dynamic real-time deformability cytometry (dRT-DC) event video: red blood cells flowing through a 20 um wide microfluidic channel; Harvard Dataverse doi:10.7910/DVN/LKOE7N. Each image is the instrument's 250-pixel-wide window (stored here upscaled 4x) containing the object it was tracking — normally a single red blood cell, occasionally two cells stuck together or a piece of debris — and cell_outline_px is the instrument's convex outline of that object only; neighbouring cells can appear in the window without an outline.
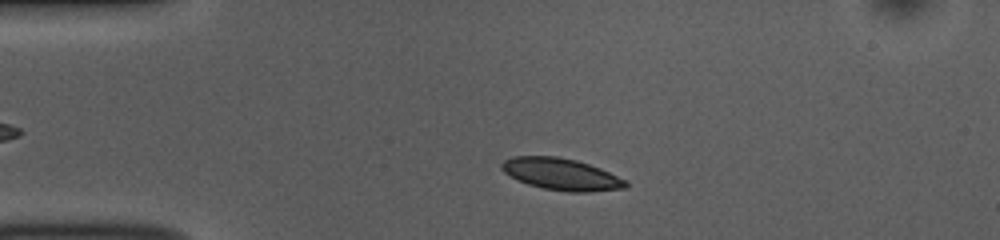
{"species": "common noctule bat (a hibernating species)", "species_latin": "Nyctalus noctula", "temperature_condition": "room temperature", "stored_images_in_passage": 45, "camera_frame_rate_fps": 3000, "um_per_image_px": 0.085, "animal": {"sex": "female", "body_mass_g": 10.0, "forearm_length_mm": 53.1}, "frame": {"image": 1, "passage_image": 4, "time_ms": 1.0, "image_size_px": [1000, 240], "cell_outline_px": [[628, 184], [624, 188], [588, 192], [568, 192], [544, 188], [528, 184], [516, 180], [504, 172], [500, 168], [500, 164], [504, 160], [512, 156], [556, 156], [576, 160], [600, 168], [628, 180]], "centroid_in_image_um": [47.69, 14.8], "position_along_channel_um": 37.3, "area_um2": 23.06}}
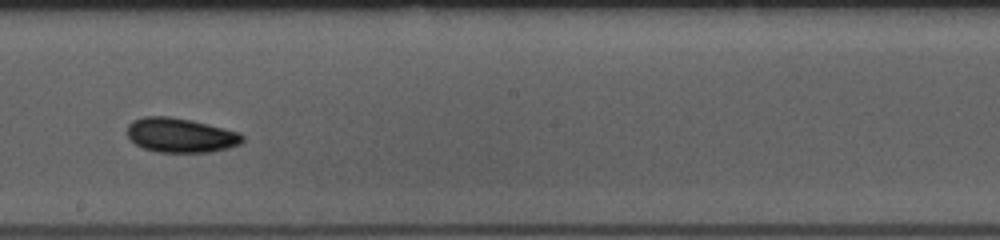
{"frame": {"image": 2, "passage_image": 22, "time_ms": 7.0, "image_size_px": [1000, 240], "cell_outline_px": [[244, 140], [240, 144], [228, 148], [208, 152], [156, 152], [144, 148], [136, 144], [128, 136], [128, 124], [132, 120], [144, 116], [168, 116], [192, 120], [240, 132], [244, 136]], "centroid_in_image_um": [15.36, 11.49], "position_along_channel_um": 232.8, "area_um2": 23.18}}
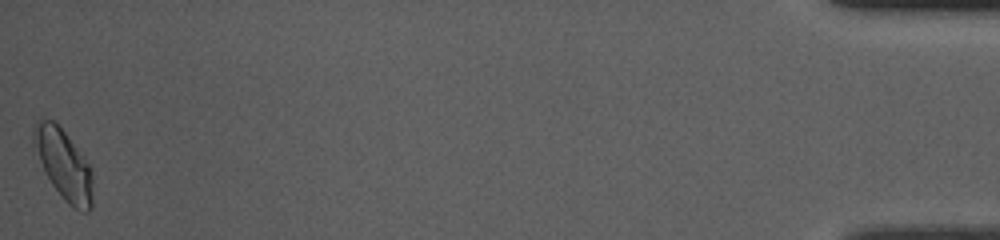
{"frame": {"image": 3, "passage_image": 45, "time_ms": 14.667, "image_size_px": [1000, 240], "cell_outline_px": [[92, 208], [88, 212], [80, 212], [72, 208], [64, 200], [52, 184], [32, 148], [32, 128], [40, 116], [52, 120], [64, 132], [88, 164], [92, 172]], "centroid_in_image_um": [5.37, 13.98], "position_along_channel_um": 429.8, "area_um2": 24.16}, "authors_computed_cell_mechanics": {"area_um2": 22.1952, "velocity_mm_per_s": 3.7944, "shape_relaxation_time_tau1_ms": 2.3185, "shape_relaxation_time_tau2_ms": 4.8482, "deformation_change_tau1": 0.0897, "deformation_change_tau2": 0.0784}}